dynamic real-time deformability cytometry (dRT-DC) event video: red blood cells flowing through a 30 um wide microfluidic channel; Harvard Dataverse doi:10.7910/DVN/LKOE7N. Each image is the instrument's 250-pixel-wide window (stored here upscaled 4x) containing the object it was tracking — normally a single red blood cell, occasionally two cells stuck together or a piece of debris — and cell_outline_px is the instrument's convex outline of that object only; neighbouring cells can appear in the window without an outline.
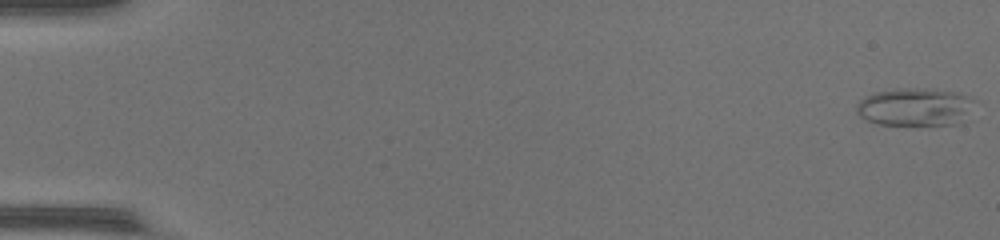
{"species": "common noctule bat (a hibernating species)", "species_latin": "Nyctalus noctula", "temperature_condition": "warm", "stored_images_in_passage": 52, "camera_frame_rate_fps": 3000, "um_per_image_px": 0.085, "animal": {"sex": "female", "body_mass_g": 17.0, "forearm_length_mm": 48.0}, "frame": {"image": 1, "passage_image": 1, "time_ms": 0.0, "image_size_px": [1000, 240], "cell_outline_px": [[976, 100], [972, 120], [960, 124], [876, 124], [860, 116], [856, 112], [856, 104], [864, 96], [876, 92], [896, 88], [924, 88], [960, 92], [972, 96]], "centroid_in_image_um": [77.93, 9.08], "position_along_channel_um": 7.1, "area_um2": 27.05}}
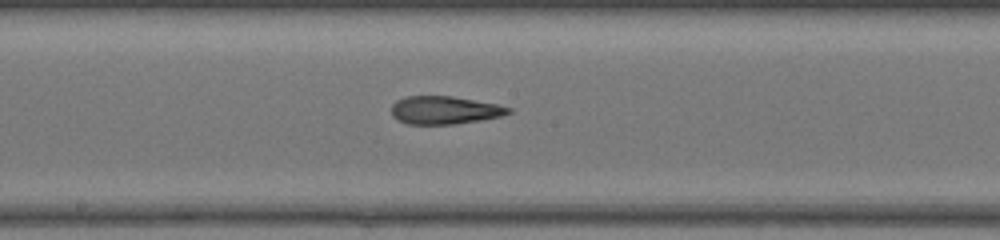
{"frame": {"image": 2, "passage_image": 29, "time_ms": 9.333, "image_size_px": [1000, 240], "cell_outline_px": [[512, 112], [500, 116], [480, 120], [456, 124], [408, 124], [396, 120], [392, 116], [392, 104], [396, 100], [404, 96], [452, 96], [496, 104], [512, 108]], "centroid_in_image_um": [37.75, 9.36], "position_along_channel_um": 210.4, "area_um2": 19.13}}
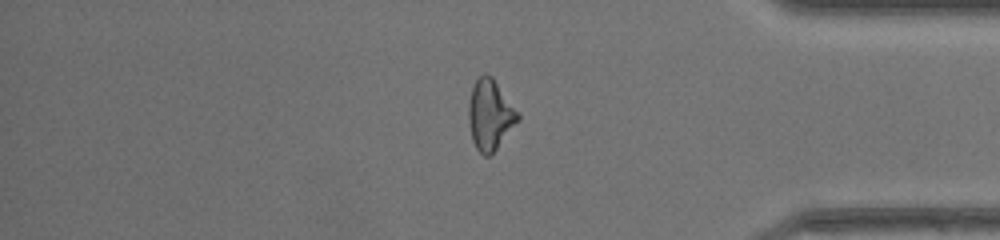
{"frame": {"image": 3, "passage_image": 44, "time_ms": 14.333, "image_size_px": [1000, 240], "cell_outline_px": [[520, 120], [496, 148], [488, 156], [484, 156], [476, 148], [472, 140], [468, 120], [468, 100], [472, 88], [476, 80], [484, 72], [492, 76], [520, 116]], "centroid_in_image_um": [41.63, 9.75], "position_along_channel_um": 393.6, "area_um2": 20.0}}